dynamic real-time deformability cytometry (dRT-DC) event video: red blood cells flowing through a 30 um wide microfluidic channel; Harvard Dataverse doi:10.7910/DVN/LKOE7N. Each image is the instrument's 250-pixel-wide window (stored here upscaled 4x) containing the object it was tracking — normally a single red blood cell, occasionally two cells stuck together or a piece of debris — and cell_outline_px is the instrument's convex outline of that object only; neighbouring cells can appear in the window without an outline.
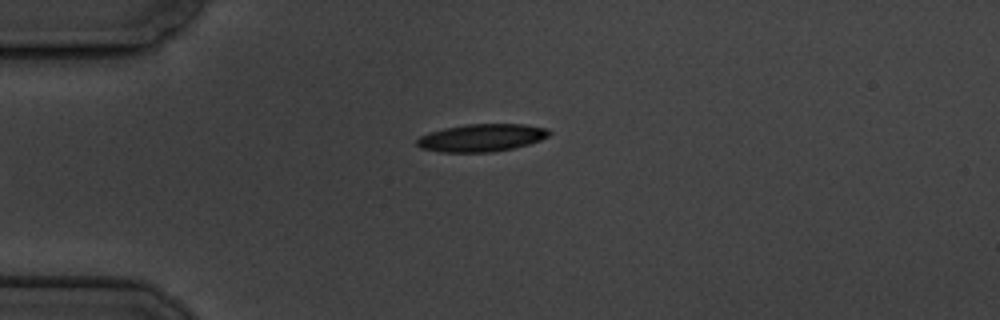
{"species": "common noctule bat (a hibernating species)", "species_latin": "Nyctalus noctula", "temperature_condition": "cold", "stored_images_in_passage": 5, "camera_frame_rate_fps": 3000, "um_per_image_px": 0.085, "animal": {"sex": "male", "body_mass_g": 19.5, "forearm_length_mm": 54.6}, "frame": {"image": 1, "passage_image": 5, "time_ms": 5.333, "image_size_px": [1000, 320], "cell_outline_px": [[552, 132], [548, 136], [540, 140], [528, 144], [512, 148], [492, 152], [440, 152], [420, 148], [416, 144], [416, 140], [420, 136], [444, 128], [468, 124], [524, 124], [548, 128]], "centroid_in_image_um": [40.95, 11.71], "position_along_channel_um": 44.1, "area_um2": 21.21}}